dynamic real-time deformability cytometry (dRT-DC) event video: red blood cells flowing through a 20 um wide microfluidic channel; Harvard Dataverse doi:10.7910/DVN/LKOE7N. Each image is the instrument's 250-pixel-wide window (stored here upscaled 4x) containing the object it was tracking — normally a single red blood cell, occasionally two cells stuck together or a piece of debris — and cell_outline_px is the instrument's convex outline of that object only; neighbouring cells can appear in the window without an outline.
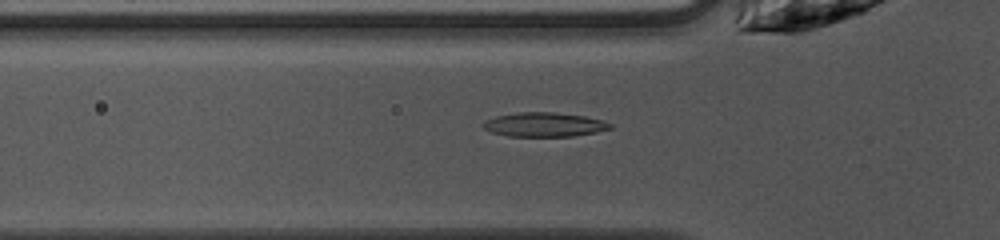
{"species": "common noctule bat (a hibernating species)", "species_latin": "Nyctalus noctula", "temperature_condition": "warm", "stored_images_in_passage": 48, "camera_frame_rate_fps": 3000, "um_per_image_px": 0.085, "animal": {"sex": "female", "body_mass_g": 10.0, "forearm_length_mm": 53.1}, "frame": {"image": 1, "passage_image": 14, "time_ms": 4.333, "image_size_px": [1000, 240], "cell_outline_px": [[612, 128], [596, 132], [572, 136], [508, 136], [492, 132], [484, 128], [480, 124], [496, 116], [520, 112], [556, 112], [584, 116], [604, 120], [612, 124]], "centroid_in_image_um": [46.29, 10.58], "position_along_channel_um": 79.5, "area_um2": 17.86}}
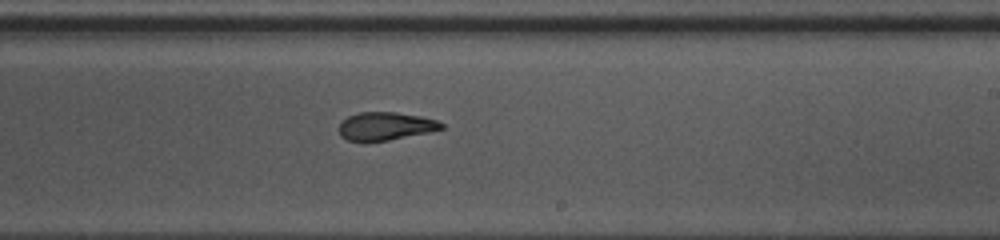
{"frame": {"image": 2, "passage_image": 27, "time_ms": 8.667, "image_size_px": [1000, 240], "cell_outline_px": [[444, 128], [428, 132], [388, 140], [364, 144], [348, 140], [340, 136], [340, 124], [348, 116], [360, 112], [396, 112], [420, 116], [436, 120], [444, 124]], "centroid_in_image_um": [32.73, 10.75], "position_along_channel_um": 256.3, "area_um2": 16.94}}
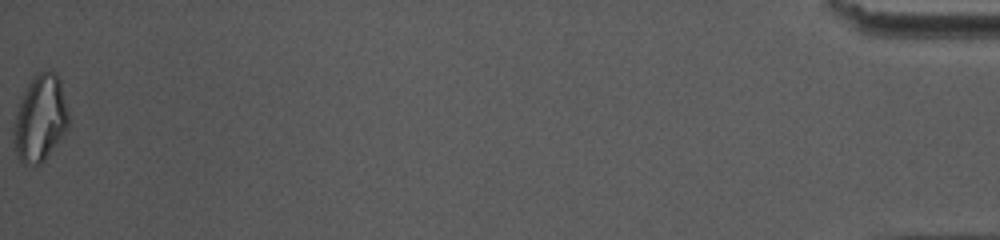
{"frame": {"image": 3, "passage_image": 48, "time_ms": 15.667, "image_size_px": [1000, 240], "cell_outline_px": [[68, 128], [44, 160], [40, 164], [24, 164], [20, 160], [16, 152], [12, 140], [12, 132], [16, 112], [20, 100], [32, 76], [48, 68], [56, 72], [60, 80], [68, 112]], "centroid_in_image_um": [3.4, 10.03], "position_along_channel_um": 431.8, "area_um2": 27.69}, "authors_computed_cell_mechanics": {"area_um2": 17.8602, "velocity_mm_per_s": 4.0451, "shape_relaxation_time_tau1_ms": 5.465, "shape_relaxation_time_tau2_ms": 2.2459, "deformation_change_tau1": 0.1827, "deformation_change_tau2": 0.0856}}